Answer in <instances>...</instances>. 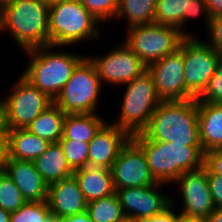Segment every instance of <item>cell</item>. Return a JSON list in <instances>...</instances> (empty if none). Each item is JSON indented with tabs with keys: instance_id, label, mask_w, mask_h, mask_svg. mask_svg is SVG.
I'll return each mask as SVG.
<instances>
[{
	"instance_id": "cell-1",
	"label": "cell",
	"mask_w": 222,
	"mask_h": 222,
	"mask_svg": "<svg viewBox=\"0 0 222 222\" xmlns=\"http://www.w3.org/2000/svg\"><path fill=\"white\" fill-rule=\"evenodd\" d=\"M142 134L148 140L172 142L183 146H202L197 99L162 101Z\"/></svg>"
},
{
	"instance_id": "cell-2",
	"label": "cell",
	"mask_w": 222,
	"mask_h": 222,
	"mask_svg": "<svg viewBox=\"0 0 222 222\" xmlns=\"http://www.w3.org/2000/svg\"><path fill=\"white\" fill-rule=\"evenodd\" d=\"M131 139L143 150L149 170L157 183L175 182L184 172L204 166L205 153L202 146L148 140L142 133Z\"/></svg>"
},
{
	"instance_id": "cell-3",
	"label": "cell",
	"mask_w": 222,
	"mask_h": 222,
	"mask_svg": "<svg viewBox=\"0 0 222 222\" xmlns=\"http://www.w3.org/2000/svg\"><path fill=\"white\" fill-rule=\"evenodd\" d=\"M49 7L38 0H7L0 11V32L8 31L23 51L50 45Z\"/></svg>"
},
{
	"instance_id": "cell-4",
	"label": "cell",
	"mask_w": 222,
	"mask_h": 222,
	"mask_svg": "<svg viewBox=\"0 0 222 222\" xmlns=\"http://www.w3.org/2000/svg\"><path fill=\"white\" fill-rule=\"evenodd\" d=\"M52 48L53 45H47L22 51L31 59L22 76L54 100L85 56L62 50L54 52Z\"/></svg>"
},
{
	"instance_id": "cell-5",
	"label": "cell",
	"mask_w": 222,
	"mask_h": 222,
	"mask_svg": "<svg viewBox=\"0 0 222 222\" xmlns=\"http://www.w3.org/2000/svg\"><path fill=\"white\" fill-rule=\"evenodd\" d=\"M100 23L79 0H64L49 8L50 45L57 48L97 39Z\"/></svg>"
},
{
	"instance_id": "cell-6",
	"label": "cell",
	"mask_w": 222,
	"mask_h": 222,
	"mask_svg": "<svg viewBox=\"0 0 222 222\" xmlns=\"http://www.w3.org/2000/svg\"><path fill=\"white\" fill-rule=\"evenodd\" d=\"M125 85L127 86L120 106V116L113 124L132 137L146 129L162 101L157 96L153 77L148 71Z\"/></svg>"
},
{
	"instance_id": "cell-7",
	"label": "cell",
	"mask_w": 222,
	"mask_h": 222,
	"mask_svg": "<svg viewBox=\"0 0 222 222\" xmlns=\"http://www.w3.org/2000/svg\"><path fill=\"white\" fill-rule=\"evenodd\" d=\"M101 85L95 65L85 56L53 103L65 114L96 113Z\"/></svg>"
},
{
	"instance_id": "cell-8",
	"label": "cell",
	"mask_w": 222,
	"mask_h": 222,
	"mask_svg": "<svg viewBox=\"0 0 222 222\" xmlns=\"http://www.w3.org/2000/svg\"><path fill=\"white\" fill-rule=\"evenodd\" d=\"M127 29L124 42L147 67L177 51L186 38L179 29L156 23Z\"/></svg>"
},
{
	"instance_id": "cell-9",
	"label": "cell",
	"mask_w": 222,
	"mask_h": 222,
	"mask_svg": "<svg viewBox=\"0 0 222 222\" xmlns=\"http://www.w3.org/2000/svg\"><path fill=\"white\" fill-rule=\"evenodd\" d=\"M222 54L202 39L186 37L183 40L186 100L197 98L214 75Z\"/></svg>"
},
{
	"instance_id": "cell-10",
	"label": "cell",
	"mask_w": 222,
	"mask_h": 222,
	"mask_svg": "<svg viewBox=\"0 0 222 222\" xmlns=\"http://www.w3.org/2000/svg\"><path fill=\"white\" fill-rule=\"evenodd\" d=\"M4 98L9 130L26 129L31 122L53 104L45 92L40 91L22 75Z\"/></svg>"
},
{
	"instance_id": "cell-11",
	"label": "cell",
	"mask_w": 222,
	"mask_h": 222,
	"mask_svg": "<svg viewBox=\"0 0 222 222\" xmlns=\"http://www.w3.org/2000/svg\"><path fill=\"white\" fill-rule=\"evenodd\" d=\"M100 57L90 56L101 82L121 86L147 71V66L123 41Z\"/></svg>"
},
{
	"instance_id": "cell-12",
	"label": "cell",
	"mask_w": 222,
	"mask_h": 222,
	"mask_svg": "<svg viewBox=\"0 0 222 222\" xmlns=\"http://www.w3.org/2000/svg\"><path fill=\"white\" fill-rule=\"evenodd\" d=\"M147 71L153 77L155 90L161 101L186 100L183 41L177 51L150 64Z\"/></svg>"
},
{
	"instance_id": "cell-13",
	"label": "cell",
	"mask_w": 222,
	"mask_h": 222,
	"mask_svg": "<svg viewBox=\"0 0 222 222\" xmlns=\"http://www.w3.org/2000/svg\"><path fill=\"white\" fill-rule=\"evenodd\" d=\"M110 171L115 190L157 184L143 150L132 139L122 148Z\"/></svg>"
},
{
	"instance_id": "cell-14",
	"label": "cell",
	"mask_w": 222,
	"mask_h": 222,
	"mask_svg": "<svg viewBox=\"0 0 222 222\" xmlns=\"http://www.w3.org/2000/svg\"><path fill=\"white\" fill-rule=\"evenodd\" d=\"M174 183L181 189L183 214L206 220L216 209L208 184V169L184 172Z\"/></svg>"
},
{
	"instance_id": "cell-15",
	"label": "cell",
	"mask_w": 222,
	"mask_h": 222,
	"mask_svg": "<svg viewBox=\"0 0 222 222\" xmlns=\"http://www.w3.org/2000/svg\"><path fill=\"white\" fill-rule=\"evenodd\" d=\"M163 183L150 186L120 188L115 193L125 216L143 220L162 213L171 205V198L160 191ZM159 188V189H157Z\"/></svg>"
},
{
	"instance_id": "cell-16",
	"label": "cell",
	"mask_w": 222,
	"mask_h": 222,
	"mask_svg": "<svg viewBox=\"0 0 222 222\" xmlns=\"http://www.w3.org/2000/svg\"><path fill=\"white\" fill-rule=\"evenodd\" d=\"M131 136L117 125L106 122L89 142L88 165L111 169Z\"/></svg>"
},
{
	"instance_id": "cell-17",
	"label": "cell",
	"mask_w": 222,
	"mask_h": 222,
	"mask_svg": "<svg viewBox=\"0 0 222 222\" xmlns=\"http://www.w3.org/2000/svg\"><path fill=\"white\" fill-rule=\"evenodd\" d=\"M47 203L56 218L73 216L87 210V201L74 175L48 186Z\"/></svg>"
},
{
	"instance_id": "cell-18",
	"label": "cell",
	"mask_w": 222,
	"mask_h": 222,
	"mask_svg": "<svg viewBox=\"0 0 222 222\" xmlns=\"http://www.w3.org/2000/svg\"><path fill=\"white\" fill-rule=\"evenodd\" d=\"M3 170L27 202L47 201L48 184L37 172L33 161L8 159Z\"/></svg>"
},
{
	"instance_id": "cell-19",
	"label": "cell",
	"mask_w": 222,
	"mask_h": 222,
	"mask_svg": "<svg viewBox=\"0 0 222 222\" xmlns=\"http://www.w3.org/2000/svg\"><path fill=\"white\" fill-rule=\"evenodd\" d=\"M73 175L87 202L108 197L116 191L109 169L86 165L74 170Z\"/></svg>"
},
{
	"instance_id": "cell-20",
	"label": "cell",
	"mask_w": 222,
	"mask_h": 222,
	"mask_svg": "<svg viewBox=\"0 0 222 222\" xmlns=\"http://www.w3.org/2000/svg\"><path fill=\"white\" fill-rule=\"evenodd\" d=\"M198 124L204 153L222 149V104L197 101Z\"/></svg>"
},
{
	"instance_id": "cell-21",
	"label": "cell",
	"mask_w": 222,
	"mask_h": 222,
	"mask_svg": "<svg viewBox=\"0 0 222 222\" xmlns=\"http://www.w3.org/2000/svg\"><path fill=\"white\" fill-rule=\"evenodd\" d=\"M33 162L37 172L48 186L74 173L59 143H51L47 150Z\"/></svg>"
},
{
	"instance_id": "cell-22",
	"label": "cell",
	"mask_w": 222,
	"mask_h": 222,
	"mask_svg": "<svg viewBox=\"0 0 222 222\" xmlns=\"http://www.w3.org/2000/svg\"><path fill=\"white\" fill-rule=\"evenodd\" d=\"M50 144L27 129L9 130V159L34 161Z\"/></svg>"
},
{
	"instance_id": "cell-23",
	"label": "cell",
	"mask_w": 222,
	"mask_h": 222,
	"mask_svg": "<svg viewBox=\"0 0 222 222\" xmlns=\"http://www.w3.org/2000/svg\"><path fill=\"white\" fill-rule=\"evenodd\" d=\"M105 123L96 113L66 114L61 140L89 143Z\"/></svg>"
},
{
	"instance_id": "cell-24",
	"label": "cell",
	"mask_w": 222,
	"mask_h": 222,
	"mask_svg": "<svg viewBox=\"0 0 222 222\" xmlns=\"http://www.w3.org/2000/svg\"><path fill=\"white\" fill-rule=\"evenodd\" d=\"M65 117L66 114L53 103L39 114L26 129L50 143H58L63 137Z\"/></svg>"
},
{
	"instance_id": "cell-25",
	"label": "cell",
	"mask_w": 222,
	"mask_h": 222,
	"mask_svg": "<svg viewBox=\"0 0 222 222\" xmlns=\"http://www.w3.org/2000/svg\"><path fill=\"white\" fill-rule=\"evenodd\" d=\"M157 0H119V6L114 19L127 18V28L137 25L154 23Z\"/></svg>"
},
{
	"instance_id": "cell-26",
	"label": "cell",
	"mask_w": 222,
	"mask_h": 222,
	"mask_svg": "<svg viewBox=\"0 0 222 222\" xmlns=\"http://www.w3.org/2000/svg\"><path fill=\"white\" fill-rule=\"evenodd\" d=\"M190 0H157L154 23L179 29L186 37L192 34L183 30V14H188Z\"/></svg>"
},
{
	"instance_id": "cell-27",
	"label": "cell",
	"mask_w": 222,
	"mask_h": 222,
	"mask_svg": "<svg viewBox=\"0 0 222 222\" xmlns=\"http://www.w3.org/2000/svg\"><path fill=\"white\" fill-rule=\"evenodd\" d=\"M86 211L92 222H119L125 216L116 193L88 202Z\"/></svg>"
},
{
	"instance_id": "cell-28",
	"label": "cell",
	"mask_w": 222,
	"mask_h": 222,
	"mask_svg": "<svg viewBox=\"0 0 222 222\" xmlns=\"http://www.w3.org/2000/svg\"><path fill=\"white\" fill-rule=\"evenodd\" d=\"M10 222H57V218L51 214L47 201L26 202L11 212Z\"/></svg>"
},
{
	"instance_id": "cell-29",
	"label": "cell",
	"mask_w": 222,
	"mask_h": 222,
	"mask_svg": "<svg viewBox=\"0 0 222 222\" xmlns=\"http://www.w3.org/2000/svg\"><path fill=\"white\" fill-rule=\"evenodd\" d=\"M26 202L12 179L4 170H0V208L11 213L18 210Z\"/></svg>"
},
{
	"instance_id": "cell-30",
	"label": "cell",
	"mask_w": 222,
	"mask_h": 222,
	"mask_svg": "<svg viewBox=\"0 0 222 222\" xmlns=\"http://www.w3.org/2000/svg\"><path fill=\"white\" fill-rule=\"evenodd\" d=\"M58 143L61 145L67 162L73 170L88 165L89 143L74 140H60Z\"/></svg>"
},
{
	"instance_id": "cell-31",
	"label": "cell",
	"mask_w": 222,
	"mask_h": 222,
	"mask_svg": "<svg viewBox=\"0 0 222 222\" xmlns=\"http://www.w3.org/2000/svg\"><path fill=\"white\" fill-rule=\"evenodd\" d=\"M83 6L100 22L116 16L119 0H79Z\"/></svg>"
},
{
	"instance_id": "cell-32",
	"label": "cell",
	"mask_w": 222,
	"mask_h": 222,
	"mask_svg": "<svg viewBox=\"0 0 222 222\" xmlns=\"http://www.w3.org/2000/svg\"><path fill=\"white\" fill-rule=\"evenodd\" d=\"M196 99L205 103L222 104V60L219 62L206 88Z\"/></svg>"
},
{
	"instance_id": "cell-33",
	"label": "cell",
	"mask_w": 222,
	"mask_h": 222,
	"mask_svg": "<svg viewBox=\"0 0 222 222\" xmlns=\"http://www.w3.org/2000/svg\"><path fill=\"white\" fill-rule=\"evenodd\" d=\"M207 28L210 37L205 43L222 54V16L211 17Z\"/></svg>"
},
{
	"instance_id": "cell-34",
	"label": "cell",
	"mask_w": 222,
	"mask_h": 222,
	"mask_svg": "<svg viewBox=\"0 0 222 222\" xmlns=\"http://www.w3.org/2000/svg\"><path fill=\"white\" fill-rule=\"evenodd\" d=\"M206 19V25L208 27V23L211 19L208 9H207V4L205 0H190L189 1V7H188V14H183V28L185 29V24L188 22V18H193V17H199V15H202Z\"/></svg>"
},
{
	"instance_id": "cell-35",
	"label": "cell",
	"mask_w": 222,
	"mask_h": 222,
	"mask_svg": "<svg viewBox=\"0 0 222 222\" xmlns=\"http://www.w3.org/2000/svg\"><path fill=\"white\" fill-rule=\"evenodd\" d=\"M204 166L208 174L222 176V149H214L205 153Z\"/></svg>"
},
{
	"instance_id": "cell-36",
	"label": "cell",
	"mask_w": 222,
	"mask_h": 222,
	"mask_svg": "<svg viewBox=\"0 0 222 222\" xmlns=\"http://www.w3.org/2000/svg\"><path fill=\"white\" fill-rule=\"evenodd\" d=\"M209 190L216 208H222V176L208 174Z\"/></svg>"
},
{
	"instance_id": "cell-37",
	"label": "cell",
	"mask_w": 222,
	"mask_h": 222,
	"mask_svg": "<svg viewBox=\"0 0 222 222\" xmlns=\"http://www.w3.org/2000/svg\"><path fill=\"white\" fill-rule=\"evenodd\" d=\"M175 200L171 197V205L166 208L162 213L155 215L154 217H149L140 222H174L175 220V211L173 207H175Z\"/></svg>"
},
{
	"instance_id": "cell-38",
	"label": "cell",
	"mask_w": 222,
	"mask_h": 222,
	"mask_svg": "<svg viewBox=\"0 0 222 222\" xmlns=\"http://www.w3.org/2000/svg\"><path fill=\"white\" fill-rule=\"evenodd\" d=\"M9 159V131H0V170Z\"/></svg>"
},
{
	"instance_id": "cell-39",
	"label": "cell",
	"mask_w": 222,
	"mask_h": 222,
	"mask_svg": "<svg viewBox=\"0 0 222 222\" xmlns=\"http://www.w3.org/2000/svg\"><path fill=\"white\" fill-rule=\"evenodd\" d=\"M210 17L222 16V0H205Z\"/></svg>"
},
{
	"instance_id": "cell-40",
	"label": "cell",
	"mask_w": 222,
	"mask_h": 222,
	"mask_svg": "<svg viewBox=\"0 0 222 222\" xmlns=\"http://www.w3.org/2000/svg\"><path fill=\"white\" fill-rule=\"evenodd\" d=\"M57 222H92V220L90 219L88 212L85 211L73 216L57 218Z\"/></svg>"
},
{
	"instance_id": "cell-41",
	"label": "cell",
	"mask_w": 222,
	"mask_h": 222,
	"mask_svg": "<svg viewBox=\"0 0 222 222\" xmlns=\"http://www.w3.org/2000/svg\"><path fill=\"white\" fill-rule=\"evenodd\" d=\"M0 131H9L6 121V105L5 101H0Z\"/></svg>"
},
{
	"instance_id": "cell-42",
	"label": "cell",
	"mask_w": 222,
	"mask_h": 222,
	"mask_svg": "<svg viewBox=\"0 0 222 222\" xmlns=\"http://www.w3.org/2000/svg\"><path fill=\"white\" fill-rule=\"evenodd\" d=\"M174 222H206V220L178 212V214L175 213Z\"/></svg>"
},
{
	"instance_id": "cell-43",
	"label": "cell",
	"mask_w": 222,
	"mask_h": 222,
	"mask_svg": "<svg viewBox=\"0 0 222 222\" xmlns=\"http://www.w3.org/2000/svg\"><path fill=\"white\" fill-rule=\"evenodd\" d=\"M206 222H222V208H216Z\"/></svg>"
},
{
	"instance_id": "cell-44",
	"label": "cell",
	"mask_w": 222,
	"mask_h": 222,
	"mask_svg": "<svg viewBox=\"0 0 222 222\" xmlns=\"http://www.w3.org/2000/svg\"><path fill=\"white\" fill-rule=\"evenodd\" d=\"M11 213L0 208V222H10Z\"/></svg>"
},
{
	"instance_id": "cell-45",
	"label": "cell",
	"mask_w": 222,
	"mask_h": 222,
	"mask_svg": "<svg viewBox=\"0 0 222 222\" xmlns=\"http://www.w3.org/2000/svg\"><path fill=\"white\" fill-rule=\"evenodd\" d=\"M38 1L43 2L47 7L50 8L51 6L59 4L64 0H38Z\"/></svg>"
},
{
	"instance_id": "cell-46",
	"label": "cell",
	"mask_w": 222,
	"mask_h": 222,
	"mask_svg": "<svg viewBox=\"0 0 222 222\" xmlns=\"http://www.w3.org/2000/svg\"><path fill=\"white\" fill-rule=\"evenodd\" d=\"M119 222H140V220L134 217L124 216Z\"/></svg>"
},
{
	"instance_id": "cell-47",
	"label": "cell",
	"mask_w": 222,
	"mask_h": 222,
	"mask_svg": "<svg viewBox=\"0 0 222 222\" xmlns=\"http://www.w3.org/2000/svg\"><path fill=\"white\" fill-rule=\"evenodd\" d=\"M7 0H0V11L2 10L3 5L6 3Z\"/></svg>"
}]
</instances>
